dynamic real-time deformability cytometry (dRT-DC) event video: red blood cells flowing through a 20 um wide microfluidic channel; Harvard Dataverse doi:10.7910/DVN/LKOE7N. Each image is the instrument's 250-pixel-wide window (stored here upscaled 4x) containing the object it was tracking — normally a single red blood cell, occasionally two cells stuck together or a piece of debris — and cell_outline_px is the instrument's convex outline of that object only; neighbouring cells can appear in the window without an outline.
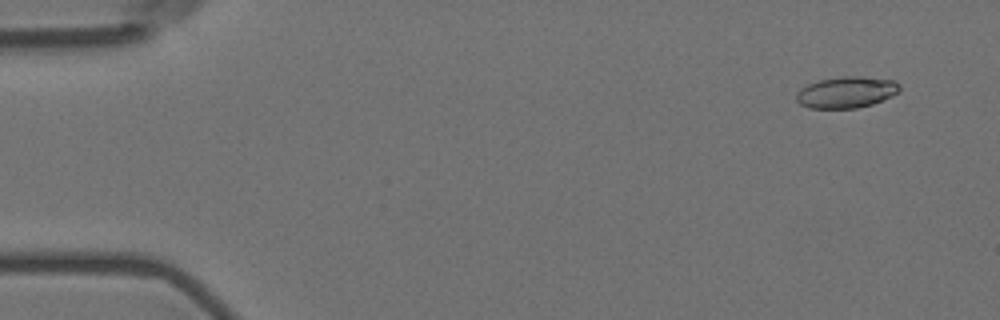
{"species": "Egyptian fruit bat (a non-hibernating species)", "species_latin": "Rousettus aegyptiacus", "temperature_condition": "room temperature", "stored_images_in_passage": 6, "camera_frame_rate_fps": 3000, "um_per_image_px": 0.085, "animal": {"sex": "female"}, "frame": {"image": 1, "passage_image": 1, "time_ms": 0.0, "image_size_px": [1000, 320], "cell_outline_px": [[900, 92], [892, 96], [872, 104], [856, 108], [808, 108], [800, 104], [796, 100], [796, 92], [800, 88], [808, 84], [820, 80], [844, 76], [860, 76], [892, 80], [900, 84]], "centroid_in_image_um": [71.94, 7.84], "position_along_channel_um": 13.1, "area_um2": 18.9}}
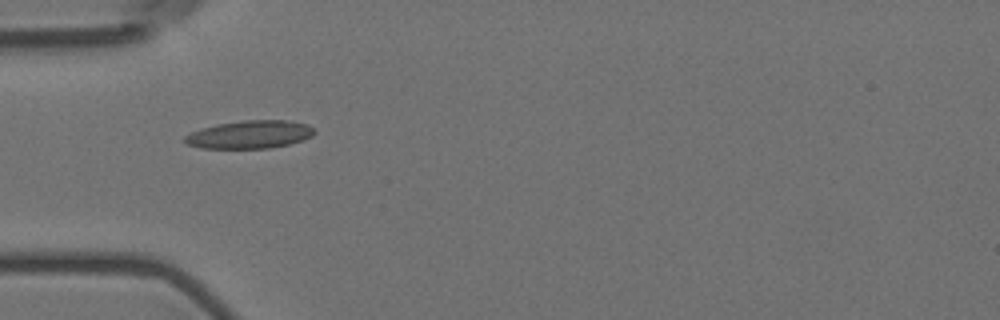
{"frame": {"image": 2, "passage_image": 5, "time_ms": 1.333, "image_size_px": [1000, 320], "cell_outline_px": [[316, 132], [312, 136], [304, 140], [288, 144], [268, 148], [200, 148], [188, 144], [184, 140], [184, 136], [192, 132], [216, 124], [244, 120], [284, 120], [308, 124]], "centroid_in_image_um": [21.25, 11.43], "position_along_channel_um": 63.7, "area_um2": 20.98}}
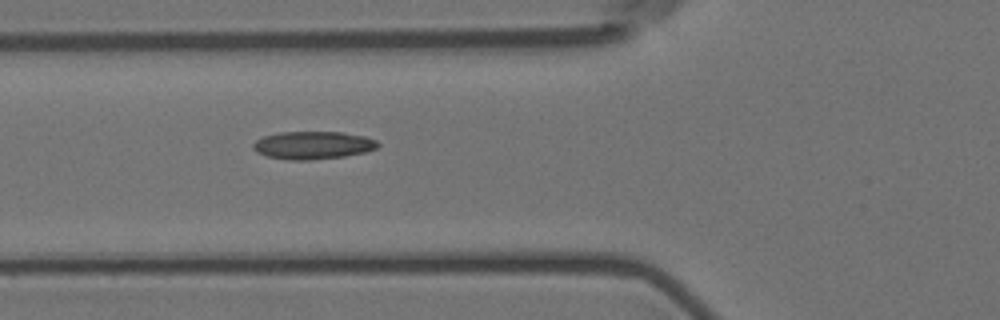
{"frame": {"image": 3, "passage_image": 6, "time_ms": 1.667, "image_size_px": [1000, 320], "cell_outline_px": [[380, 144], [376, 148], [364, 152], [344, 156], [312, 160], [288, 160], [268, 156], [256, 152], [252, 148], [252, 144], [256, 140], [264, 136], [280, 132], [344, 132], [364, 136], [376, 140]], "centroid_in_image_um": [26.58, 12.34], "position_along_channel_um": 99.2, "area_um2": 20.23}}